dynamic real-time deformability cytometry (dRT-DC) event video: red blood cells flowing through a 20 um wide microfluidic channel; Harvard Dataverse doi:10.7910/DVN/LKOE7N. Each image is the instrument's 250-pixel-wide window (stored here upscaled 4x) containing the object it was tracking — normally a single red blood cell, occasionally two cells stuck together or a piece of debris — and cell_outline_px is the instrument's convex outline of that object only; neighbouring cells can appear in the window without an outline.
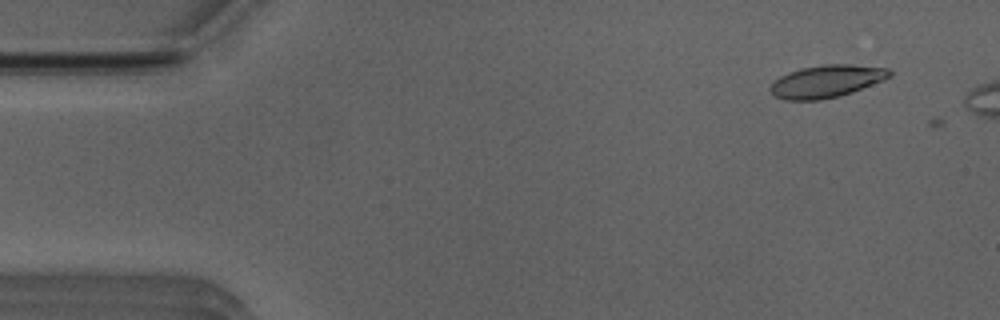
{"species": "Egyptian fruit bat (a non-hibernating species)", "species_latin": "Rousettus aegyptiacus", "temperature_condition": "room temperature", "stored_images_in_passage": 3, "camera_frame_rate_fps": 3000, "um_per_image_px": 0.085, "animal": {"sex": "male"}, "frame": {"image": 1, "passage_image": 2, "time_ms": 0.333, "image_size_px": [1000, 320], "cell_outline_px": [[892, 76], [884, 80], [852, 92], [820, 100], [784, 100], [776, 96], [768, 88], [780, 76], [800, 68], [824, 64], [852, 64], [888, 68], [892, 72]], "centroid_in_image_um": [70.28, 6.9], "position_along_channel_um": 14.7, "area_um2": 22.48}}